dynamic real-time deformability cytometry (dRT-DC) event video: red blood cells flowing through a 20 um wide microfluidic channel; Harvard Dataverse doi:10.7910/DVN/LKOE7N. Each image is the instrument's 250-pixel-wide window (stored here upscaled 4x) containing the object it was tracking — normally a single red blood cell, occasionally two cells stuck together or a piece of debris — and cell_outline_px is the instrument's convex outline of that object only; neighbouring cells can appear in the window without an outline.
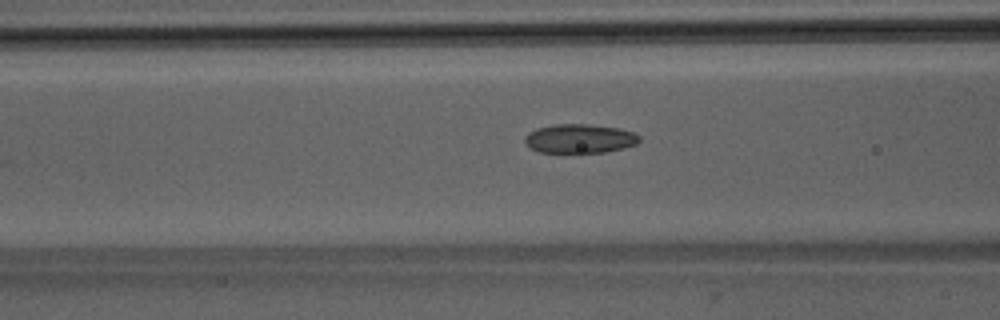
{"species": "Egyptian fruit bat (a non-hibernating species)", "species_latin": "Rousettus aegyptiacus", "temperature_condition": "room temperature", "stored_images_in_passage": 38, "camera_frame_rate_fps": 3000, "um_per_image_px": 0.085, "animal": {"sex": "male"}, "frame": {"image": 1, "passage_image": 8, "time_ms": 2.333, "image_size_px": [1000, 320], "cell_outline_px": [[640, 140], [636, 144], [624, 148], [604, 152], [540, 152], [528, 148], [524, 140], [524, 136], [528, 132], [536, 128], [556, 124], [588, 124], [620, 128], [632, 132], [640, 136]], "centroid_in_image_um": [49.24, 11.78], "position_along_channel_um": 117.4, "area_um2": 19.48}}
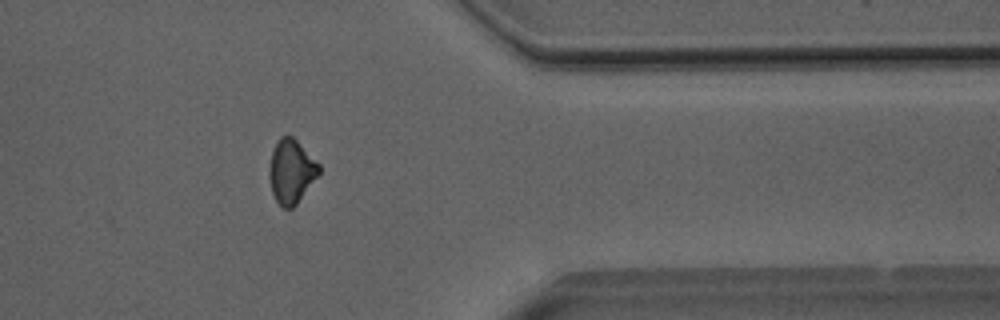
{"frame": {"image": 2, "passage_image": 29, "time_ms": 9.333, "image_size_px": [1000, 320], "cell_outline_px": [[320, 172], [296, 204], [292, 208], [284, 208], [276, 200], [272, 192], [272, 152], [280, 136], [292, 136], [320, 164]], "centroid_in_image_um": [24.81, 14.56], "position_along_channel_um": 386.6, "area_um2": 17.57}}
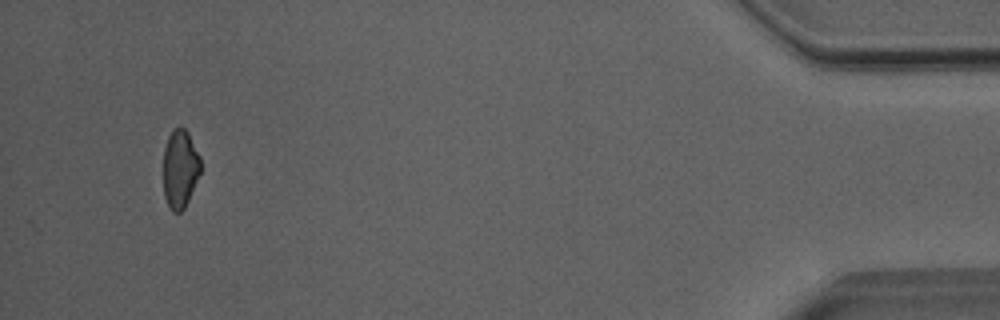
{"frame": {"image": 3, "passage_image": 36, "time_ms": 11.667, "image_size_px": [1000, 320], "cell_outline_px": [[200, 172], [188, 200], [184, 208], [180, 212], [172, 212], [164, 196], [164, 148], [168, 136], [172, 128], [180, 124], [188, 132], [200, 156]], "centroid_in_image_um": [15.3, 14.29], "position_along_channel_um": 419.9, "area_um2": 17.05}, "authors_computed_cell_mechanics": {"area_um2": 18.6405, "velocity_mm_per_s": 4.0515, "shape_relaxation_time_tau1_ms": null, "shape_relaxation_time_tau2_ms": 4.6797, "deformation_change_tau1": null, "deformation_change_tau2": 0.1267}}